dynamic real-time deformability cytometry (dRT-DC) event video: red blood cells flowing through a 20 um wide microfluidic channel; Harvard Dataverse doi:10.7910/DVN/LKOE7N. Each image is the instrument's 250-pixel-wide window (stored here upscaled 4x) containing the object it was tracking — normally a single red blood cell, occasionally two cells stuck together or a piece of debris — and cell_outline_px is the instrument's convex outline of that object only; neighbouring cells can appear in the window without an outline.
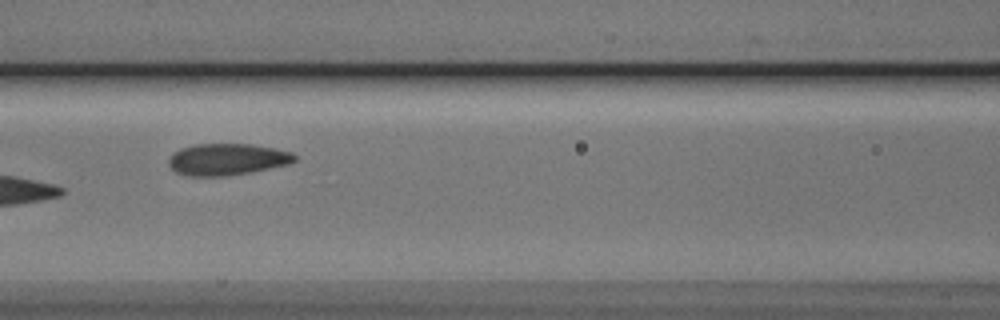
{"species": "Egyptian fruit bat (a non-hibernating species)", "species_latin": "Rousettus aegyptiacus", "temperature_condition": "cold", "stored_images_in_passage": 9, "camera_frame_rate_fps": 3000, "um_per_image_px": 0.085, "animal": {"sex": "male"}, "frame": {"image": 1, "passage_image": 8, "time_ms": 2.333, "image_size_px": [1000, 320], "cell_outline_px": [[296, 160], [288, 164], [252, 172], [224, 176], [188, 176], [176, 172], [168, 164], [168, 156], [172, 152], [180, 148], [196, 144], [252, 144], [276, 148], [292, 152], [296, 156]], "centroid_in_image_um": [19.29, 13.54], "position_along_channel_um": 147.3, "area_um2": 23.47}}
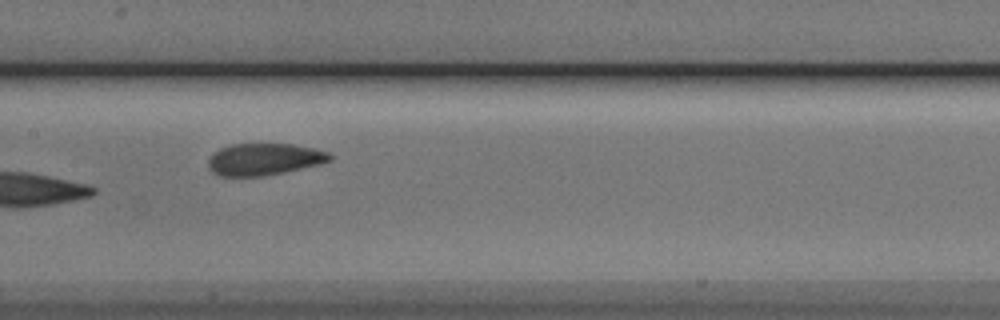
{"frame": {"image": 2, "passage_image": 9, "time_ms": 2.667, "image_size_px": [1000, 320], "cell_outline_px": [[332, 160], [320, 164], [284, 172], [264, 176], [220, 176], [212, 172], [208, 168], [208, 160], [212, 152], [220, 148], [232, 144], [292, 144], [316, 148], [328, 152], [332, 156]], "centroid_in_image_um": [22.44, 13.53], "position_along_channel_um": 185.0, "area_um2": 22.77}}